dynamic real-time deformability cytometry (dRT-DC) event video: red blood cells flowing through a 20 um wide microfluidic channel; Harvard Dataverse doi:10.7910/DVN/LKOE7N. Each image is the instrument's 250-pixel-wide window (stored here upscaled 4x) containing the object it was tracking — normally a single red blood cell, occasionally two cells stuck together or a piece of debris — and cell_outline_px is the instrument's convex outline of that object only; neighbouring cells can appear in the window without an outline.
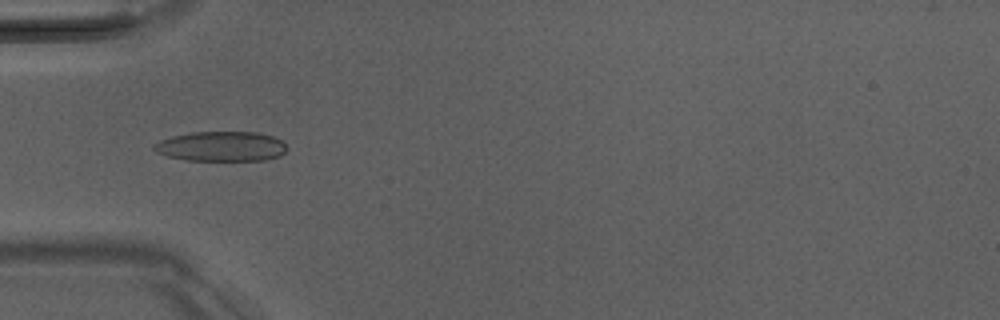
{"species": "Egyptian fruit bat (a non-hibernating species)", "species_latin": "Rousettus aegyptiacus", "temperature_condition": "room temperature", "stored_images_in_passage": 52, "camera_frame_rate_fps": 3000, "um_per_image_px": 0.085, "animal": {"sex": "male"}, "frame": {"image": 1, "passage_image": 17, "time_ms": 5.333, "image_size_px": [1000, 320], "cell_outline_px": [[284, 152], [280, 156], [268, 160], [188, 160], [168, 156], [156, 152], [152, 148], [152, 144], [160, 140], [172, 136], [192, 132], [256, 132], [272, 136], [280, 140], [284, 144]], "centroid_in_image_um": [18.77, 12.44], "position_along_channel_um": 66.2, "area_um2": 23.0}}
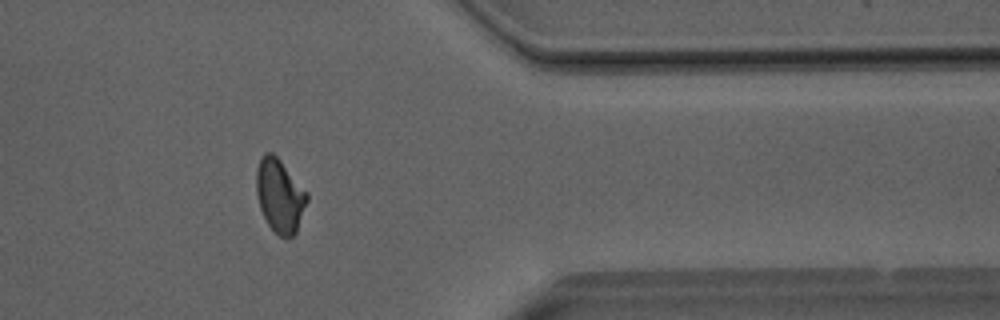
{"frame": {"image": 2, "passage_image": 42, "time_ms": 13.667, "image_size_px": [1000, 320], "cell_outline_px": [[308, 200], [296, 232], [292, 236], [280, 236], [268, 224], [260, 208], [256, 192], [256, 168], [260, 156], [264, 152], [272, 152], [280, 160], [308, 192]], "centroid_in_image_um": [23.77, 16.58], "position_along_channel_um": 387.6, "area_um2": 21.62}}
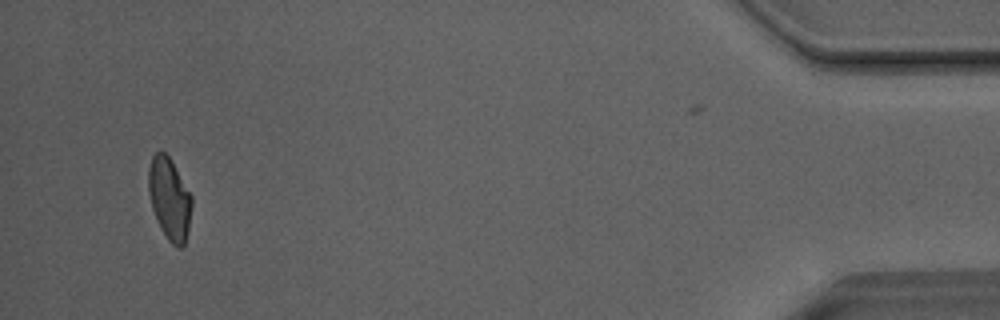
{"frame": {"image": 3, "passage_image": 49, "time_ms": 16.0, "image_size_px": [1000, 320], "cell_outline_px": [[192, 204], [188, 228], [184, 244], [180, 248], [176, 248], [168, 240], [160, 228], [156, 220], [152, 208], [148, 192], [148, 168], [152, 156], [156, 152], [164, 152], [168, 156], [192, 196]], "centroid_in_image_um": [14.38, 16.91], "position_along_channel_um": 420.8, "area_um2": 20.52}, "authors_computed_cell_mechanics": {"area_um2": 21.5883, "velocity_mm_per_s": 4.0627, "shape_relaxation_time_tau1_ms": null, "shape_relaxation_time_tau2_ms": 3.5565, "deformation_change_tau1": null, "deformation_change_tau2": 0.0911}}